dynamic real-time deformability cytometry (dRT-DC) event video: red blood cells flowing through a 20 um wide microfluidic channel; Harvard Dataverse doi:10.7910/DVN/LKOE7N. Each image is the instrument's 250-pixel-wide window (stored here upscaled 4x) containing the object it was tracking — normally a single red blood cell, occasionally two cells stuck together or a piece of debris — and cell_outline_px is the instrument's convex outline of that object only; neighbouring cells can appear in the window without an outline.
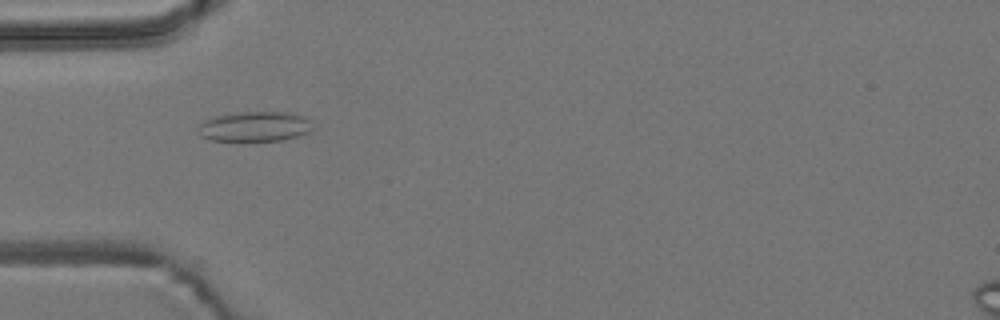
{"species": "common noctule bat (a hibernating species)", "species_latin": "Nyctalus noctula", "temperature_condition": "room temperature", "stored_images_in_passage": 49, "camera_frame_rate_fps": 3000, "um_per_image_px": 0.085, "animal": {"sex": "male", "body_mass_g": 19.2, "forearm_length_mm": 51.8}, "frame": {"image": 1, "passage_image": 11, "time_ms": 3.333, "image_size_px": [1000, 320], "cell_outline_px": [[312, 128], [308, 132], [296, 136], [280, 140], [212, 140], [200, 136], [196, 132], [196, 128], [204, 120], [216, 116], [240, 112], [292, 112], [308, 120]], "centroid_in_image_um": [21.58, 10.75], "position_along_channel_um": 63.4, "area_um2": 19.71}}
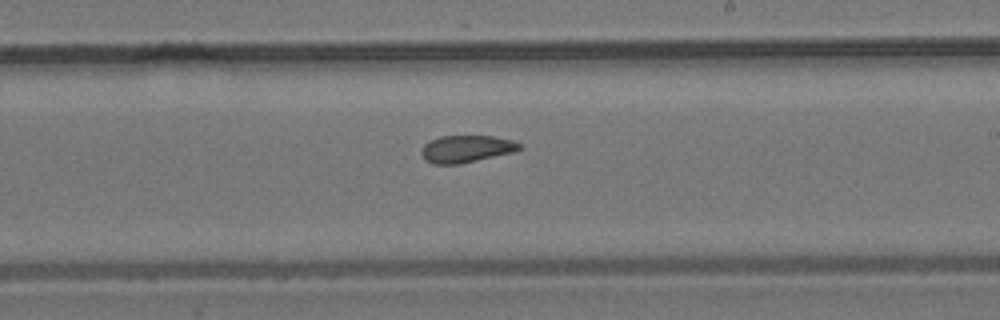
{"frame": {"image": 2, "passage_image": 26, "time_ms": 8.333, "image_size_px": [1000, 320], "cell_outline_px": [[524, 148], [512, 152], [460, 164], [432, 164], [424, 160], [420, 152], [424, 144], [440, 136], [492, 136], [512, 140], [520, 144]], "centroid_in_image_um": [39.61, 12.66], "position_along_channel_um": 249.4, "area_um2": 15.49}}
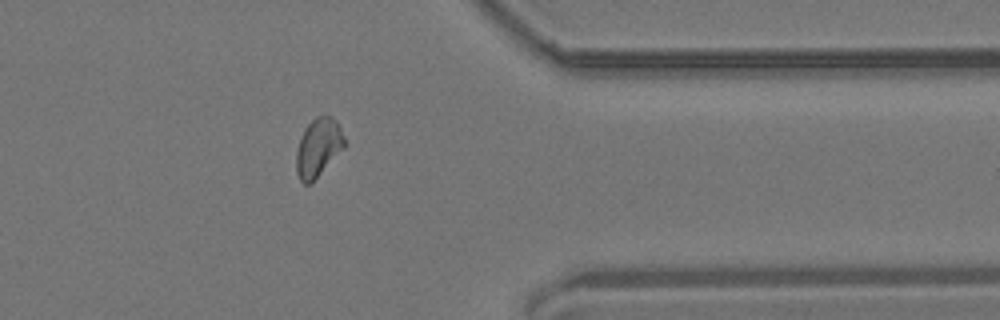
{"frame": {"image": 3, "passage_image": 38, "time_ms": 12.333, "image_size_px": [1000, 320], "cell_outline_px": [[344, 148], [312, 184], [304, 184], [300, 180], [296, 172], [296, 152], [304, 128], [316, 116], [332, 116], [336, 120], [344, 136]], "centroid_in_image_um": [27.05, 12.57], "position_along_channel_um": 384.4, "area_um2": 16.47}, "authors_computed_cell_mechanics": {"area_um2": 16.2418, "velocity_mm_per_s": 3.7322, "shape_relaxation_time_tau1_ms": null, "shape_relaxation_time_tau2_ms": 2.8172, "deformation_change_tau1": null, "deformation_change_tau2": 0.0897}}